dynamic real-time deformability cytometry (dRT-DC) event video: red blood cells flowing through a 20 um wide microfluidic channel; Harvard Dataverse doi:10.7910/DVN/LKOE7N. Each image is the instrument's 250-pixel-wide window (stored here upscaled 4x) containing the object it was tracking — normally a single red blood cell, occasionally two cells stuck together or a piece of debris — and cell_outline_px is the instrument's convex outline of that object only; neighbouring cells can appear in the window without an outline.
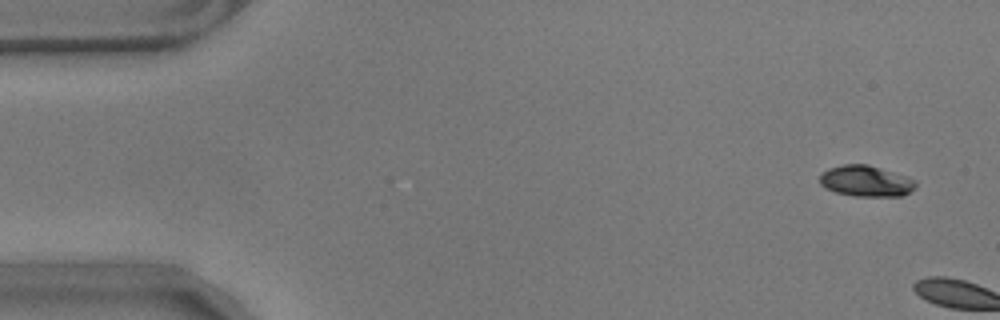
{"species": "common noctule bat (a hibernating species)", "species_latin": "Nyctalus noctula", "temperature_condition": "warm", "stored_images_in_passage": 3, "camera_frame_rate_fps": 3000, "um_per_image_px": 0.085, "animal": {"sex": "male", "body_mass_g": 17.9}, "frame": {"image": 1, "passage_image": 1, "time_ms": 0.0, "image_size_px": [1000, 320], "cell_outline_px": [[916, 188], [904, 196], [856, 196], [836, 192], [824, 188], [820, 184], [820, 176], [828, 168], [844, 164], [868, 164], [908, 176], [916, 180]], "centroid_in_image_um": [73.64, 15.39], "position_along_channel_um": 11.4, "area_um2": 17.51}}